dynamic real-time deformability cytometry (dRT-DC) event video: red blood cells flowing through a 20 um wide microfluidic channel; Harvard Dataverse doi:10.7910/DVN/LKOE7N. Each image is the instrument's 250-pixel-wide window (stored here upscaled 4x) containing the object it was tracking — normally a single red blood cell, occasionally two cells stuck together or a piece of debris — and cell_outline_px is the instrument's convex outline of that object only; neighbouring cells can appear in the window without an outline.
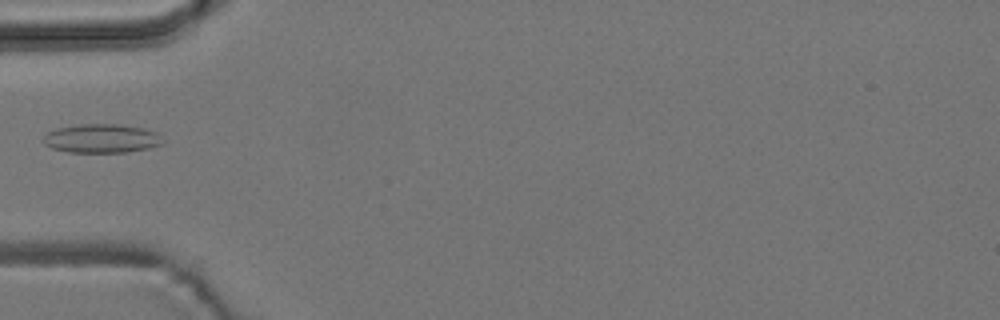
{"species": "common noctule bat (a hibernating species)", "species_latin": "Nyctalus noctula", "temperature_condition": "room temperature", "stored_images_in_passage": 6, "camera_frame_rate_fps": 3000, "um_per_image_px": 0.085, "animal": {"sex": "male", "body_mass_g": 19.2, "forearm_length_mm": 51.8}, "frame": {"image": 1, "passage_image": 5, "time_ms": 4.667, "image_size_px": [1000, 320], "cell_outline_px": [[164, 140], [160, 144], [148, 148], [128, 152], [68, 152], [52, 148], [44, 144], [40, 140], [48, 132], [56, 128], [80, 124], [120, 124], [144, 128], [156, 132]], "centroid_in_image_um": [8.6, 11.76], "position_along_channel_um": 76.4, "area_um2": 20.17}}
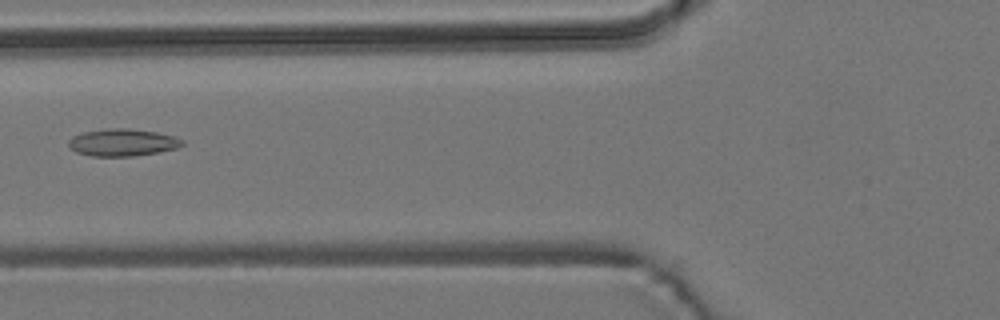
{"frame": {"image": 2, "passage_image": 6, "time_ms": 5.667, "image_size_px": [1000, 320], "cell_outline_px": [[184, 144], [176, 148], [160, 152], [132, 156], [92, 156], [76, 152], [68, 144], [68, 140], [72, 136], [84, 132], [104, 128], [128, 128], [156, 132], [172, 136], [184, 140]], "centroid_in_image_um": [10.41, 12.1], "position_along_channel_um": 115.4, "area_um2": 18.03}}